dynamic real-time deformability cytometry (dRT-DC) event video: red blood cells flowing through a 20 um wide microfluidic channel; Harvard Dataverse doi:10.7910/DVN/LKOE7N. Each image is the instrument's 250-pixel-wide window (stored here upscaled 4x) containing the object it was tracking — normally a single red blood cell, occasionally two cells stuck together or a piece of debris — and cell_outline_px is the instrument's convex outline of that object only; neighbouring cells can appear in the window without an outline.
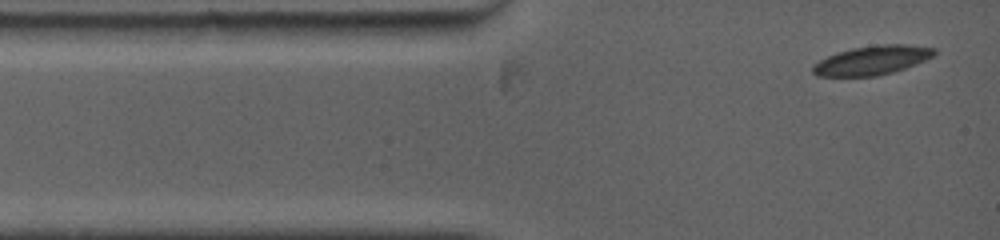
{"species": "common noctule bat (a hibernating species)", "species_latin": "Nyctalus noctula", "temperature_condition": "warm", "stored_images_in_passage": 10, "camera_frame_rate_fps": 5000, "um_per_image_px": 0.085, "animal": {"sex": "female", "body_mass_g": 19.0, "forearm_length_mm": 53.3}, "frame": {"image": 1, "passage_image": 1, "time_ms": 0.0, "image_size_px": [1000, 240], "cell_outline_px": [[936, 52], [932, 56], [924, 60], [904, 68], [892, 72], [876, 76], [816, 76], [812, 72], [812, 68], [820, 60], [836, 52], [852, 48], [884, 44], [908, 44], [936, 48]], "centroid_in_image_um": [74.12, 5.12], "position_along_channel_um": 10.9, "area_um2": 20.35}}
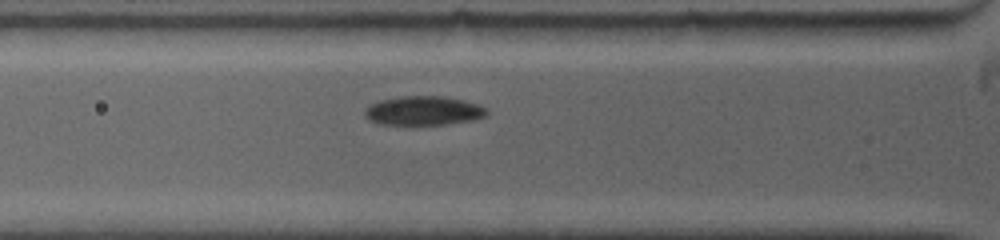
{"frame": {"image": 2, "passage_image": 6, "time_ms": 3.0, "image_size_px": [1000, 240], "cell_outline_px": [[488, 116], [472, 120], [444, 124], [380, 124], [364, 116], [364, 108], [380, 100], [400, 96], [444, 96], [464, 100], [488, 108]], "centroid_in_image_um": [36.02, 9.4], "position_along_channel_um": 89.8, "area_um2": 20.63}}
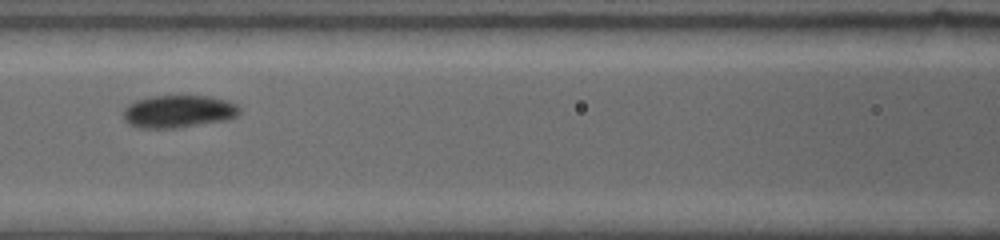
{"frame": {"image": 3, "passage_image": 9, "time_ms": 4.6, "image_size_px": [1000, 240], "cell_outline_px": [[240, 112], [236, 116], [228, 120], [176, 128], [144, 128], [132, 124], [124, 120], [120, 112], [128, 104], [136, 100], [152, 96], [212, 96], [228, 100], [236, 104], [240, 108]], "centroid_in_image_um": [15.17, 9.46], "position_along_channel_um": 151.4, "area_um2": 22.25}}